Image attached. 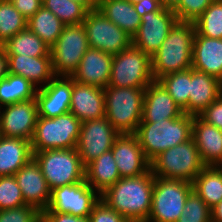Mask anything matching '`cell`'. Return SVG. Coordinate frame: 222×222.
<instances>
[{
  "label": "cell",
  "instance_id": "4",
  "mask_svg": "<svg viewBox=\"0 0 222 222\" xmlns=\"http://www.w3.org/2000/svg\"><path fill=\"white\" fill-rule=\"evenodd\" d=\"M146 88H104L105 117L120 134H134L141 122Z\"/></svg>",
  "mask_w": 222,
  "mask_h": 222
},
{
  "label": "cell",
  "instance_id": "33",
  "mask_svg": "<svg viewBox=\"0 0 222 222\" xmlns=\"http://www.w3.org/2000/svg\"><path fill=\"white\" fill-rule=\"evenodd\" d=\"M175 103L189 114V93L191 83V68L163 76L158 80Z\"/></svg>",
  "mask_w": 222,
  "mask_h": 222
},
{
  "label": "cell",
  "instance_id": "44",
  "mask_svg": "<svg viewBox=\"0 0 222 222\" xmlns=\"http://www.w3.org/2000/svg\"><path fill=\"white\" fill-rule=\"evenodd\" d=\"M14 7L27 19L33 16L41 7L42 0H10Z\"/></svg>",
  "mask_w": 222,
  "mask_h": 222
},
{
  "label": "cell",
  "instance_id": "13",
  "mask_svg": "<svg viewBox=\"0 0 222 222\" xmlns=\"http://www.w3.org/2000/svg\"><path fill=\"white\" fill-rule=\"evenodd\" d=\"M120 133L104 116L81 123L76 151L86 166L105 152L111 150Z\"/></svg>",
  "mask_w": 222,
  "mask_h": 222
},
{
  "label": "cell",
  "instance_id": "39",
  "mask_svg": "<svg viewBox=\"0 0 222 222\" xmlns=\"http://www.w3.org/2000/svg\"><path fill=\"white\" fill-rule=\"evenodd\" d=\"M214 0H180L173 9L178 21L195 22Z\"/></svg>",
  "mask_w": 222,
  "mask_h": 222
},
{
  "label": "cell",
  "instance_id": "11",
  "mask_svg": "<svg viewBox=\"0 0 222 222\" xmlns=\"http://www.w3.org/2000/svg\"><path fill=\"white\" fill-rule=\"evenodd\" d=\"M90 48L116 55L132 44V38L97 8L88 10L82 22Z\"/></svg>",
  "mask_w": 222,
  "mask_h": 222
},
{
  "label": "cell",
  "instance_id": "20",
  "mask_svg": "<svg viewBox=\"0 0 222 222\" xmlns=\"http://www.w3.org/2000/svg\"><path fill=\"white\" fill-rule=\"evenodd\" d=\"M69 112L75 115L81 122L104 117V88L79 83L73 79Z\"/></svg>",
  "mask_w": 222,
  "mask_h": 222
},
{
  "label": "cell",
  "instance_id": "26",
  "mask_svg": "<svg viewBox=\"0 0 222 222\" xmlns=\"http://www.w3.org/2000/svg\"><path fill=\"white\" fill-rule=\"evenodd\" d=\"M33 158L31 142L0 136V176H13Z\"/></svg>",
  "mask_w": 222,
  "mask_h": 222
},
{
  "label": "cell",
  "instance_id": "34",
  "mask_svg": "<svg viewBox=\"0 0 222 222\" xmlns=\"http://www.w3.org/2000/svg\"><path fill=\"white\" fill-rule=\"evenodd\" d=\"M42 6L50 10L65 25L82 24L88 9L74 0H42Z\"/></svg>",
  "mask_w": 222,
  "mask_h": 222
},
{
  "label": "cell",
  "instance_id": "1",
  "mask_svg": "<svg viewBox=\"0 0 222 222\" xmlns=\"http://www.w3.org/2000/svg\"><path fill=\"white\" fill-rule=\"evenodd\" d=\"M155 176L151 170L137 177L120 178L100 195L111 209L134 222H147Z\"/></svg>",
  "mask_w": 222,
  "mask_h": 222
},
{
  "label": "cell",
  "instance_id": "43",
  "mask_svg": "<svg viewBox=\"0 0 222 222\" xmlns=\"http://www.w3.org/2000/svg\"><path fill=\"white\" fill-rule=\"evenodd\" d=\"M41 222H90V219L68 213L41 212Z\"/></svg>",
  "mask_w": 222,
  "mask_h": 222
},
{
  "label": "cell",
  "instance_id": "6",
  "mask_svg": "<svg viewBox=\"0 0 222 222\" xmlns=\"http://www.w3.org/2000/svg\"><path fill=\"white\" fill-rule=\"evenodd\" d=\"M151 172L156 177L193 182L206 166L193 138L159 154L151 162Z\"/></svg>",
  "mask_w": 222,
  "mask_h": 222
},
{
  "label": "cell",
  "instance_id": "31",
  "mask_svg": "<svg viewBox=\"0 0 222 222\" xmlns=\"http://www.w3.org/2000/svg\"><path fill=\"white\" fill-rule=\"evenodd\" d=\"M22 76L8 74L0 80V108L36 97L38 87Z\"/></svg>",
  "mask_w": 222,
  "mask_h": 222
},
{
  "label": "cell",
  "instance_id": "35",
  "mask_svg": "<svg viewBox=\"0 0 222 222\" xmlns=\"http://www.w3.org/2000/svg\"><path fill=\"white\" fill-rule=\"evenodd\" d=\"M194 25L199 35L222 39V0H214L195 20Z\"/></svg>",
  "mask_w": 222,
  "mask_h": 222
},
{
  "label": "cell",
  "instance_id": "41",
  "mask_svg": "<svg viewBox=\"0 0 222 222\" xmlns=\"http://www.w3.org/2000/svg\"><path fill=\"white\" fill-rule=\"evenodd\" d=\"M90 222H125L126 219L111 209L103 200H99L89 215Z\"/></svg>",
  "mask_w": 222,
  "mask_h": 222
},
{
  "label": "cell",
  "instance_id": "28",
  "mask_svg": "<svg viewBox=\"0 0 222 222\" xmlns=\"http://www.w3.org/2000/svg\"><path fill=\"white\" fill-rule=\"evenodd\" d=\"M97 9L131 38L137 33L141 17L128 0H98Z\"/></svg>",
  "mask_w": 222,
  "mask_h": 222
},
{
  "label": "cell",
  "instance_id": "42",
  "mask_svg": "<svg viewBox=\"0 0 222 222\" xmlns=\"http://www.w3.org/2000/svg\"><path fill=\"white\" fill-rule=\"evenodd\" d=\"M198 116L206 123L222 130V94Z\"/></svg>",
  "mask_w": 222,
  "mask_h": 222
},
{
  "label": "cell",
  "instance_id": "30",
  "mask_svg": "<svg viewBox=\"0 0 222 222\" xmlns=\"http://www.w3.org/2000/svg\"><path fill=\"white\" fill-rule=\"evenodd\" d=\"M4 47L8 55L51 56L50 47L28 27L9 38Z\"/></svg>",
  "mask_w": 222,
  "mask_h": 222
},
{
  "label": "cell",
  "instance_id": "18",
  "mask_svg": "<svg viewBox=\"0 0 222 222\" xmlns=\"http://www.w3.org/2000/svg\"><path fill=\"white\" fill-rule=\"evenodd\" d=\"M14 176L22 191L25 204L40 212L46 210L50 202L51 191L35 159L32 158L27 162Z\"/></svg>",
  "mask_w": 222,
  "mask_h": 222
},
{
  "label": "cell",
  "instance_id": "17",
  "mask_svg": "<svg viewBox=\"0 0 222 222\" xmlns=\"http://www.w3.org/2000/svg\"><path fill=\"white\" fill-rule=\"evenodd\" d=\"M111 151L121 178L137 177L151 170V163L134 134H120Z\"/></svg>",
  "mask_w": 222,
  "mask_h": 222
},
{
  "label": "cell",
  "instance_id": "2",
  "mask_svg": "<svg viewBox=\"0 0 222 222\" xmlns=\"http://www.w3.org/2000/svg\"><path fill=\"white\" fill-rule=\"evenodd\" d=\"M194 37V22L177 21L174 24L159 50L151 56L154 81L192 67Z\"/></svg>",
  "mask_w": 222,
  "mask_h": 222
},
{
  "label": "cell",
  "instance_id": "25",
  "mask_svg": "<svg viewBox=\"0 0 222 222\" xmlns=\"http://www.w3.org/2000/svg\"><path fill=\"white\" fill-rule=\"evenodd\" d=\"M9 72L22 76L37 87L40 83L44 87L54 77L51 56L30 57L22 55H8Z\"/></svg>",
  "mask_w": 222,
  "mask_h": 222
},
{
  "label": "cell",
  "instance_id": "15",
  "mask_svg": "<svg viewBox=\"0 0 222 222\" xmlns=\"http://www.w3.org/2000/svg\"><path fill=\"white\" fill-rule=\"evenodd\" d=\"M0 111V136L31 142L38 119L36 98L3 106Z\"/></svg>",
  "mask_w": 222,
  "mask_h": 222
},
{
  "label": "cell",
  "instance_id": "3",
  "mask_svg": "<svg viewBox=\"0 0 222 222\" xmlns=\"http://www.w3.org/2000/svg\"><path fill=\"white\" fill-rule=\"evenodd\" d=\"M193 115L183 113L154 123H140L134 135L151 162L162 152L192 138Z\"/></svg>",
  "mask_w": 222,
  "mask_h": 222
},
{
  "label": "cell",
  "instance_id": "48",
  "mask_svg": "<svg viewBox=\"0 0 222 222\" xmlns=\"http://www.w3.org/2000/svg\"><path fill=\"white\" fill-rule=\"evenodd\" d=\"M160 3L163 8L173 10L180 3V0H160Z\"/></svg>",
  "mask_w": 222,
  "mask_h": 222
},
{
  "label": "cell",
  "instance_id": "36",
  "mask_svg": "<svg viewBox=\"0 0 222 222\" xmlns=\"http://www.w3.org/2000/svg\"><path fill=\"white\" fill-rule=\"evenodd\" d=\"M27 21L10 0L0 2V40L3 43L27 28Z\"/></svg>",
  "mask_w": 222,
  "mask_h": 222
},
{
  "label": "cell",
  "instance_id": "49",
  "mask_svg": "<svg viewBox=\"0 0 222 222\" xmlns=\"http://www.w3.org/2000/svg\"><path fill=\"white\" fill-rule=\"evenodd\" d=\"M82 3L88 10L97 8L98 0H74Z\"/></svg>",
  "mask_w": 222,
  "mask_h": 222
},
{
  "label": "cell",
  "instance_id": "7",
  "mask_svg": "<svg viewBox=\"0 0 222 222\" xmlns=\"http://www.w3.org/2000/svg\"><path fill=\"white\" fill-rule=\"evenodd\" d=\"M81 123L70 112L55 118L38 116L31 140L32 151L76 148Z\"/></svg>",
  "mask_w": 222,
  "mask_h": 222
},
{
  "label": "cell",
  "instance_id": "23",
  "mask_svg": "<svg viewBox=\"0 0 222 222\" xmlns=\"http://www.w3.org/2000/svg\"><path fill=\"white\" fill-rule=\"evenodd\" d=\"M192 138L206 166H222V130L193 116Z\"/></svg>",
  "mask_w": 222,
  "mask_h": 222
},
{
  "label": "cell",
  "instance_id": "46",
  "mask_svg": "<svg viewBox=\"0 0 222 222\" xmlns=\"http://www.w3.org/2000/svg\"><path fill=\"white\" fill-rule=\"evenodd\" d=\"M9 59L6 48L0 47V80L5 79L9 74Z\"/></svg>",
  "mask_w": 222,
  "mask_h": 222
},
{
  "label": "cell",
  "instance_id": "37",
  "mask_svg": "<svg viewBox=\"0 0 222 222\" xmlns=\"http://www.w3.org/2000/svg\"><path fill=\"white\" fill-rule=\"evenodd\" d=\"M25 201L16 177L0 176V210L24 206Z\"/></svg>",
  "mask_w": 222,
  "mask_h": 222
},
{
  "label": "cell",
  "instance_id": "51",
  "mask_svg": "<svg viewBox=\"0 0 222 222\" xmlns=\"http://www.w3.org/2000/svg\"><path fill=\"white\" fill-rule=\"evenodd\" d=\"M3 45H4V43L0 40V47L3 46Z\"/></svg>",
  "mask_w": 222,
  "mask_h": 222
},
{
  "label": "cell",
  "instance_id": "19",
  "mask_svg": "<svg viewBox=\"0 0 222 222\" xmlns=\"http://www.w3.org/2000/svg\"><path fill=\"white\" fill-rule=\"evenodd\" d=\"M182 114L183 110L175 103L159 81H153L146 87L140 123H154L178 118Z\"/></svg>",
  "mask_w": 222,
  "mask_h": 222
},
{
  "label": "cell",
  "instance_id": "16",
  "mask_svg": "<svg viewBox=\"0 0 222 222\" xmlns=\"http://www.w3.org/2000/svg\"><path fill=\"white\" fill-rule=\"evenodd\" d=\"M72 85L71 76H55L46 86L38 88L35 97L38 116L55 118L69 113Z\"/></svg>",
  "mask_w": 222,
  "mask_h": 222
},
{
  "label": "cell",
  "instance_id": "22",
  "mask_svg": "<svg viewBox=\"0 0 222 222\" xmlns=\"http://www.w3.org/2000/svg\"><path fill=\"white\" fill-rule=\"evenodd\" d=\"M191 68L222 81V39L202 36L195 31Z\"/></svg>",
  "mask_w": 222,
  "mask_h": 222
},
{
  "label": "cell",
  "instance_id": "10",
  "mask_svg": "<svg viewBox=\"0 0 222 222\" xmlns=\"http://www.w3.org/2000/svg\"><path fill=\"white\" fill-rule=\"evenodd\" d=\"M89 48L83 24L65 25L57 41L50 47L55 76H72Z\"/></svg>",
  "mask_w": 222,
  "mask_h": 222
},
{
  "label": "cell",
  "instance_id": "40",
  "mask_svg": "<svg viewBox=\"0 0 222 222\" xmlns=\"http://www.w3.org/2000/svg\"><path fill=\"white\" fill-rule=\"evenodd\" d=\"M0 222H41V212L29 205L0 210Z\"/></svg>",
  "mask_w": 222,
  "mask_h": 222
},
{
  "label": "cell",
  "instance_id": "24",
  "mask_svg": "<svg viewBox=\"0 0 222 222\" xmlns=\"http://www.w3.org/2000/svg\"><path fill=\"white\" fill-rule=\"evenodd\" d=\"M222 94V81L191 68L189 115L198 116Z\"/></svg>",
  "mask_w": 222,
  "mask_h": 222
},
{
  "label": "cell",
  "instance_id": "9",
  "mask_svg": "<svg viewBox=\"0 0 222 222\" xmlns=\"http://www.w3.org/2000/svg\"><path fill=\"white\" fill-rule=\"evenodd\" d=\"M151 57L132 44L113 55L108 86L146 88L153 82Z\"/></svg>",
  "mask_w": 222,
  "mask_h": 222
},
{
  "label": "cell",
  "instance_id": "21",
  "mask_svg": "<svg viewBox=\"0 0 222 222\" xmlns=\"http://www.w3.org/2000/svg\"><path fill=\"white\" fill-rule=\"evenodd\" d=\"M112 59L111 54L89 48L71 77L79 83L105 88L111 76Z\"/></svg>",
  "mask_w": 222,
  "mask_h": 222
},
{
  "label": "cell",
  "instance_id": "50",
  "mask_svg": "<svg viewBox=\"0 0 222 222\" xmlns=\"http://www.w3.org/2000/svg\"><path fill=\"white\" fill-rule=\"evenodd\" d=\"M128 1H130L131 3H137V2H140V1H142V0H128Z\"/></svg>",
  "mask_w": 222,
  "mask_h": 222
},
{
  "label": "cell",
  "instance_id": "27",
  "mask_svg": "<svg viewBox=\"0 0 222 222\" xmlns=\"http://www.w3.org/2000/svg\"><path fill=\"white\" fill-rule=\"evenodd\" d=\"M121 178L111 150L105 152L85 166V181L99 195Z\"/></svg>",
  "mask_w": 222,
  "mask_h": 222
},
{
  "label": "cell",
  "instance_id": "29",
  "mask_svg": "<svg viewBox=\"0 0 222 222\" xmlns=\"http://www.w3.org/2000/svg\"><path fill=\"white\" fill-rule=\"evenodd\" d=\"M192 186L193 191L212 208L222 200V166H205Z\"/></svg>",
  "mask_w": 222,
  "mask_h": 222
},
{
  "label": "cell",
  "instance_id": "45",
  "mask_svg": "<svg viewBox=\"0 0 222 222\" xmlns=\"http://www.w3.org/2000/svg\"><path fill=\"white\" fill-rule=\"evenodd\" d=\"M133 5L140 17L146 13L160 11L163 8L160 0H142L140 2L134 3Z\"/></svg>",
  "mask_w": 222,
  "mask_h": 222
},
{
  "label": "cell",
  "instance_id": "5",
  "mask_svg": "<svg viewBox=\"0 0 222 222\" xmlns=\"http://www.w3.org/2000/svg\"><path fill=\"white\" fill-rule=\"evenodd\" d=\"M33 158L39 164L50 191L85 180V166L76 148L33 151Z\"/></svg>",
  "mask_w": 222,
  "mask_h": 222
},
{
  "label": "cell",
  "instance_id": "14",
  "mask_svg": "<svg viewBox=\"0 0 222 222\" xmlns=\"http://www.w3.org/2000/svg\"><path fill=\"white\" fill-rule=\"evenodd\" d=\"M177 21L176 14L168 8L144 14L137 33L132 37V45L151 57L159 50Z\"/></svg>",
  "mask_w": 222,
  "mask_h": 222
},
{
  "label": "cell",
  "instance_id": "8",
  "mask_svg": "<svg viewBox=\"0 0 222 222\" xmlns=\"http://www.w3.org/2000/svg\"><path fill=\"white\" fill-rule=\"evenodd\" d=\"M192 191L191 182L155 176L147 222H177Z\"/></svg>",
  "mask_w": 222,
  "mask_h": 222
},
{
  "label": "cell",
  "instance_id": "38",
  "mask_svg": "<svg viewBox=\"0 0 222 222\" xmlns=\"http://www.w3.org/2000/svg\"><path fill=\"white\" fill-rule=\"evenodd\" d=\"M177 222H211V208L192 191Z\"/></svg>",
  "mask_w": 222,
  "mask_h": 222
},
{
  "label": "cell",
  "instance_id": "12",
  "mask_svg": "<svg viewBox=\"0 0 222 222\" xmlns=\"http://www.w3.org/2000/svg\"><path fill=\"white\" fill-rule=\"evenodd\" d=\"M84 180L64 185L51 191L46 210L42 212L68 213L78 217H89L100 195Z\"/></svg>",
  "mask_w": 222,
  "mask_h": 222
},
{
  "label": "cell",
  "instance_id": "32",
  "mask_svg": "<svg viewBox=\"0 0 222 222\" xmlns=\"http://www.w3.org/2000/svg\"><path fill=\"white\" fill-rule=\"evenodd\" d=\"M65 24L43 6L27 21V27L49 47L58 39Z\"/></svg>",
  "mask_w": 222,
  "mask_h": 222
},
{
  "label": "cell",
  "instance_id": "47",
  "mask_svg": "<svg viewBox=\"0 0 222 222\" xmlns=\"http://www.w3.org/2000/svg\"><path fill=\"white\" fill-rule=\"evenodd\" d=\"M211 222H222V200L211 208Z\"/></svg>",
  "mask_w": 222,
  "mask_h": 222
}]
</instances>
